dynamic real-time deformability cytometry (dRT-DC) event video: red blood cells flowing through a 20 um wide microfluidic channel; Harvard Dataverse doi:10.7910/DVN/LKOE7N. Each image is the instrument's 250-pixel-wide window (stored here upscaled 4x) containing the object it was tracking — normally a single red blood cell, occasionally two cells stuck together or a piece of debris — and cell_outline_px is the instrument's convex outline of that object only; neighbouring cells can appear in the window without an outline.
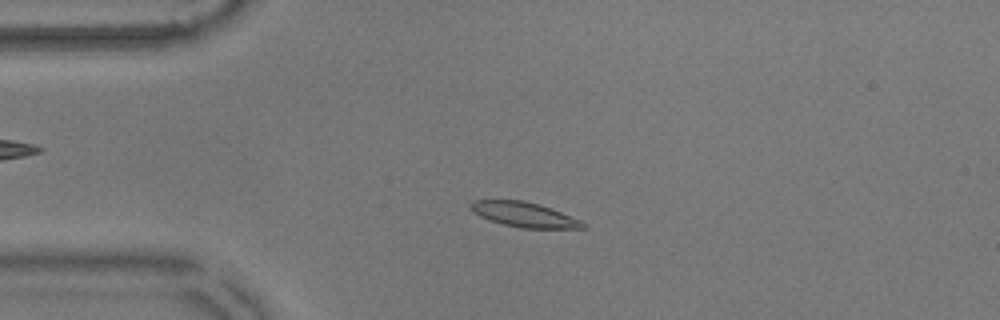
{"species": "common noctule bat (a hibernating species)", "species_latin": "Nyctalus noctula", "temperature_condition": "warm", "stored_images_in_passage": 55, "camera_frame_rate_fps": 3000, "um_per_image_px": 0.085, "animal": {"sex": "male", "body_mass_g": 17.9}, "frame": {"image": 1, "passage_image": 12, "time_ms": 3.667, "image_size_px": [1000, 320], "cell_outline_px": [[588, 228], [520, 228], [504, 224], [480, 216], [472, 212], [468, 208], [468, 204], [472, 200], [524, 200], [540, 204], [580, 220]], "centroid_in_image_um": [44.5, 18.22], "position_along_channel_um": 40.5, "area_um2": 16.18}}
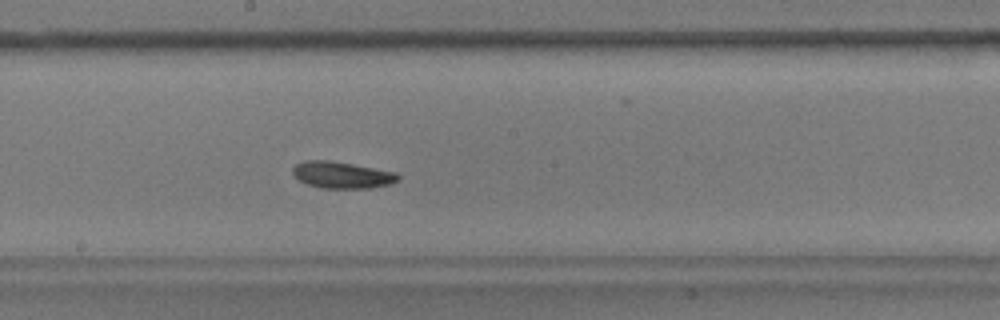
{"frame": {"image": 2, "passage_image": 29, "time_ms": 9.333, "image_size_px": [1000, 320], "cell_outline_px": [[400, 180], [388, 184], [372, 188], [320, 188], [308, 184], [300, 180], [292, 172], [292, 168], [296, 164], [304, 160], [328, 160], [352, 164], [396, 172], [400, 176]], "centroid_in_image_um": [29.07, 14.87], "position_along_channel_um": 219.1, "area_um2": 16.3}}
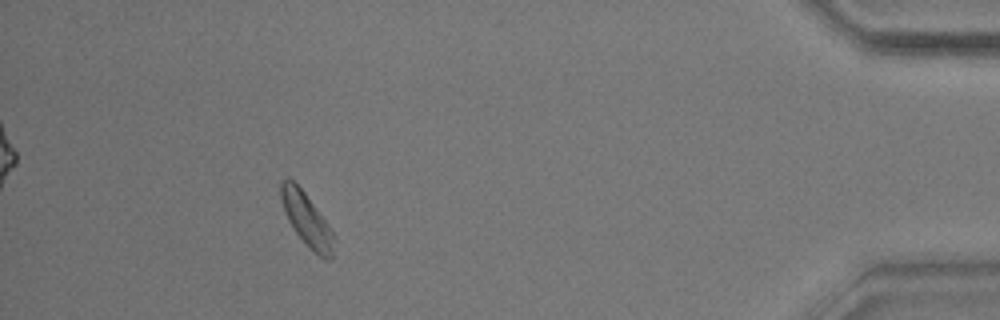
{"frame": {"image": 3, "passage_image": 50, "time_ms": 16.333, "image_size_px": [1000, 320], "cell_outline_px": [[332, 256], [328, 260], [324, 260], [296, 232], [288, 220], [284, 212], [280, 200], [280, 180], [288, 176], [304, 192], [328, 224], [332, 232]], "centroid_in_image_um": [26.0, 18.57], "position_along_channel_um": 409.2, "area_um2": 15.78}, "authors_computed_cell_mechanics": {"area_um2": 16.0684, "velocity_mm_per_s": 3.5591, "shape_relaxation_time_tau1_ms": 3.4693, "shape_relaxation_time_tau2_ms": 11.0462, "deformation_change_tau1": 0.0844, "deformation_change_tau2": 0.1826}}